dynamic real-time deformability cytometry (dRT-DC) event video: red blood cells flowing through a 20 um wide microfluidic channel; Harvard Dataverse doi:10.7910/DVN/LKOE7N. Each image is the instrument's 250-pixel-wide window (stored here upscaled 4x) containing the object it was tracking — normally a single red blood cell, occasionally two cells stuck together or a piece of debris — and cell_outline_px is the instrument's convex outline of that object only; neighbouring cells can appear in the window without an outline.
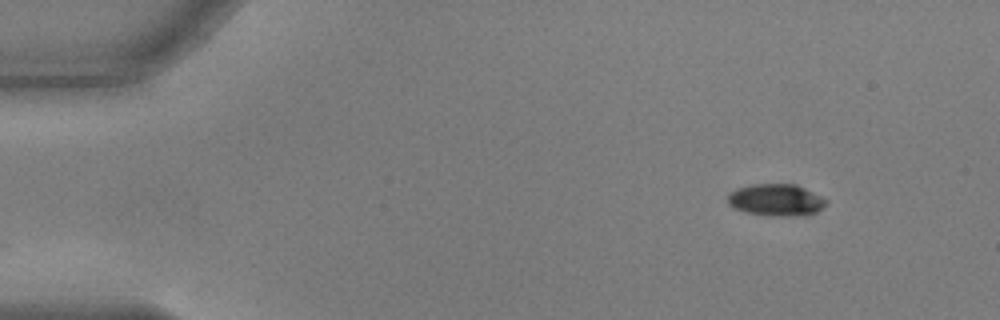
{"species": "common noctule bat (a hibernating species)", "species_latin": "Nyctalus noctula", "temperature_condition": "warm", "stored_images_in_passage": 50, "camera_frame_rate_fps": 3000, "um_per_image_px": 0.085, "animal": {"sex": "male", "body_mass_g": 17.9, "forearm_length_mm": 54.2}, "frame": {"image": 1, "passage_image": 1, "time_ms": 0.0, "image_size_px": [1000, 320], "cell_outline_px": [[828, 204], [816, 212], [808, 216], [768, 216], [744, 212], [732, 208], [728, 204], [728, 192], [736, 188], [752, 184], [796, 184], [828, 200]], "centroid_in_image_um": [65.95, 17.01], "position_along_channel_um": 19.0, "area_um2": 18.73}}
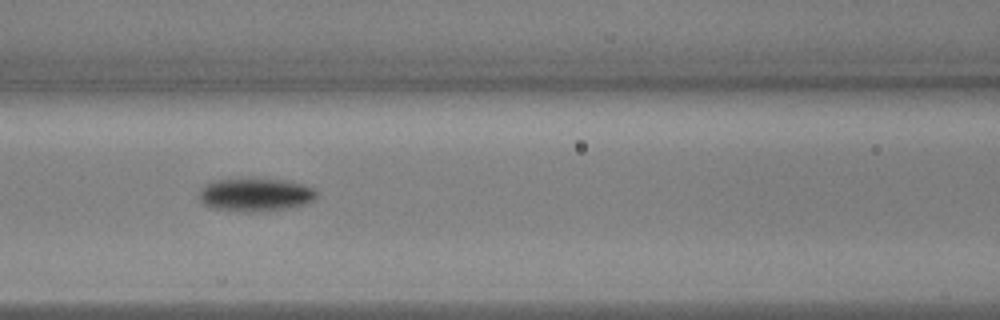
{"frame": {"image": 2, "passage_image": 19, "time_ms": 6.0, "image_size_px": [1000, 320], "cell_outline_px": [[316, 196], [312, 200], [304, 204], [284, 208], [256, 212], [244, 212], [212, 208], [204, 204], [200, 200], [200, 188], [208, 184], [220, 180], [284, 180], [304, 184], [312, 188], [316, 192]], "centroid_in_image_um": [21.7, 16.57], "position_along_channel_um": 144.9, "area_um2": 22.02}}
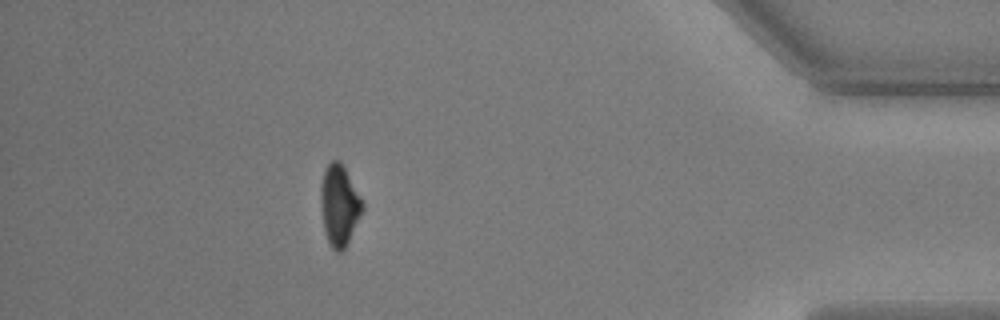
{"frame": {"image": 3, "passage_image": 44, "time_ms": 14.333, "image_size_px": [1000, 320], "cell_outline_px": [[364, 208], [344, 248], [340, 252], [336, 252], [328, 244], [324, 228], [320, 204], [320, 184], [324, 168], [332, 160], [340, 160], [364, 204]], "centroid_in_image_um": [28.81, 17.42], "position_along_channel_um": 406.4, "area_um2": 19.48}, "authors_computed_cell_mechanics": {"area_um2": 19.9699, "velocity_mm_per_s": 3.6945, "shape_relaxation_time_tau1_ms": 2.7541, "shape_relaxation_time_tau2_ms": null, "deformation_change_tau1": 0.1341, "deformation_change_tau2": null}}